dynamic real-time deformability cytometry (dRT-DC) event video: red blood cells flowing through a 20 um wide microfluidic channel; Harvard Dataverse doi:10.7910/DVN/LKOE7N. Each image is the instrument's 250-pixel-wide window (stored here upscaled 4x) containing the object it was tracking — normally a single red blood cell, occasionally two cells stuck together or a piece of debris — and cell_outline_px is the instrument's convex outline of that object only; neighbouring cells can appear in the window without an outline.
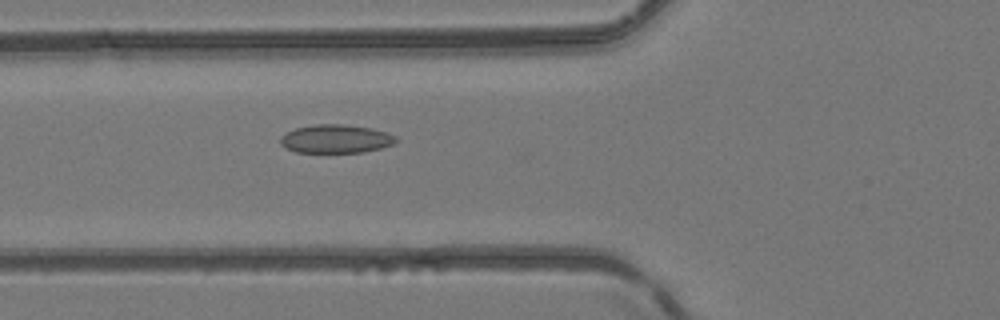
{"species": "common noctule bat (a hibernating species)", "species_latin": "Nyctalus noctula", "temperature_condition": "room temperature", "stored_images_in_passage": 39, "camera_frame_rate_fps": 3000, "um_per_image_px": 0.085, "animal": {"sex": "female", "body_mass_g": 24.6, "forearm_length_mm": 56.2}, "frame": {"image": 1, "passage_image": 8, "time_ms": 2.333, "image_size_px": [1000, 320], "cell_outline_px": [[396, 140], [392, 144], [380, 148], [364, 152], [296, 152], [280, 144], [280, 136], [296, 128], [316, 124], [344, 124], [372, 128], [396, 136]], "centroid_in_image_um": [28.53, 11.8], "position_along_channel_um": 97.3, "area_um2": 18.96}}
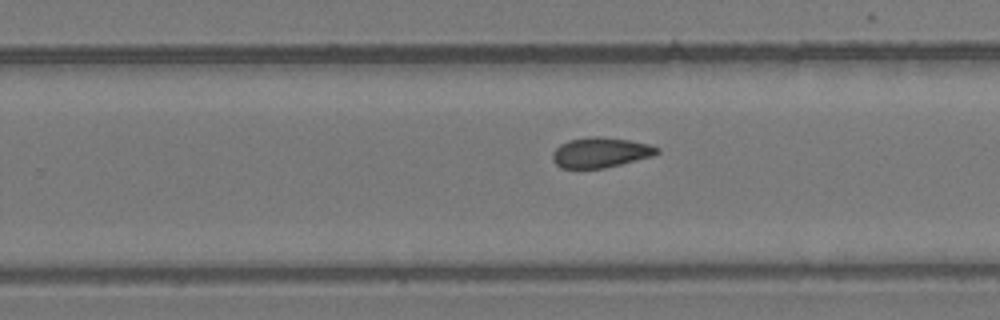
{"frame": {"image": 2, "passage_image": 21, "time_ms": 6.667, "image_size_px": [1000, 320], "cell_outline_px": [[660, 152], [652, 156], [604, 168], [560, 168], [552, 160], [552, 152], [560, 144], [568, 140], [588, 136], [600, 136], [628, 140], [648, 144], [660, 148]], "centroid_in_image_um": [51.01, 12.95], "position_along_channel_um": 278.8, "area_um2": 18.38}}
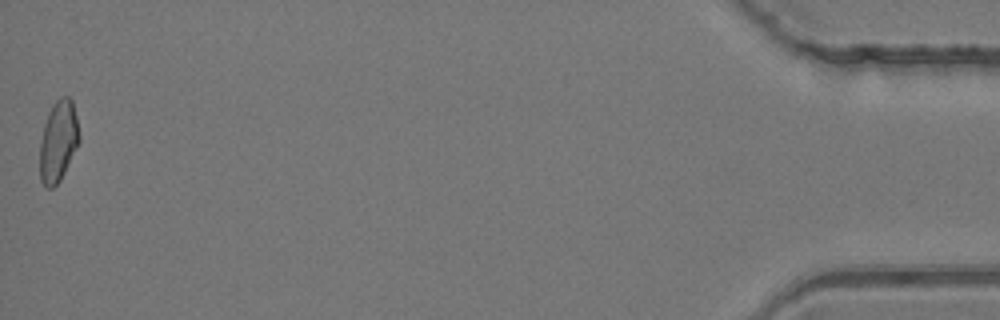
{"frame": {"image": 3, "passage_image": 39, "time_ms": 12.667, "image_size_px": [1000, 320], "cell_outline_px": [[80, 140], [60, 180], [52, 188], [44, 188], [40, 180], [40, 140], [44, 124], [48, 112], [52, 104], [60, 96], [68, 96], [72, 100], [76, 116], [80, 136]], "centroid_in_image_um": [4.94, 11.99], "position_along_channel_um": 430.3, "area_um2": 18.67}, "authors_computed_cell_mechanics": {"area_um2": 18.496, "velocity_mm_per_s": 4.1775, "shape_relaxation_time_tau1_ms": null, "shape_relaxation_time_tau2_ms": 4.0169, "deformation_change_tau1": null, "deformation_change_tau2": 0.0984}}